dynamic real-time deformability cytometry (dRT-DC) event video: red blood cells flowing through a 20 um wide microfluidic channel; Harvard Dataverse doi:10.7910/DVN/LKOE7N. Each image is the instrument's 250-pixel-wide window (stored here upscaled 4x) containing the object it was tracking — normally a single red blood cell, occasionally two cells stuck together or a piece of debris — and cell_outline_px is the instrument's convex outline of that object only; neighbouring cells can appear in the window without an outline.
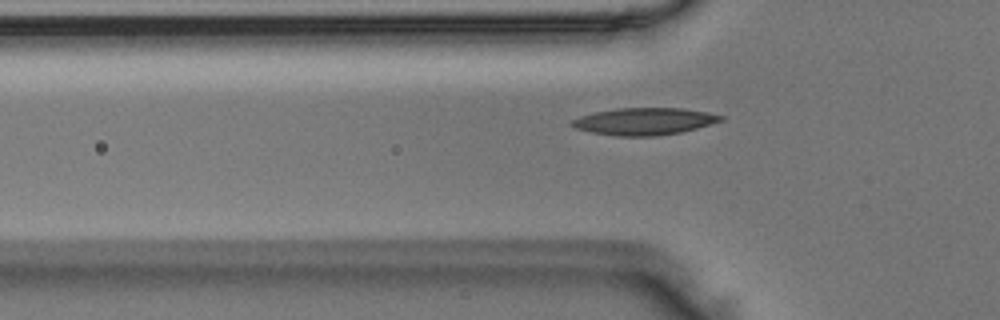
{"species": "Egyptian fruit bat (a non-hibernating species)", "species_latin": "Rousettus aegyptiacus", "temperature_condition": "room temperature", "stored_images_in_passage": 34, "camera_frame_rate_fps": 3000, "um_per_image_px": 0.085, "animal": {"sex": "male"}, "frame": {"image": 1, "passage_image": 5, "time_ms": 1.333, "image_size_px": [1000, 320], "cell_outline_px": [[724, 120], [696, 128], [680, 132], [656, 136], [616, 136], [592, 132], [576, 128], [568, 124], [572, 120], [580, 116], [596, 112], [616, 108], [684, 108], [724, 116]], "centroid_in_image_um": [54.74, 10.31], "position_along_channel_um": 71.1, "area_um2": 23.35}}
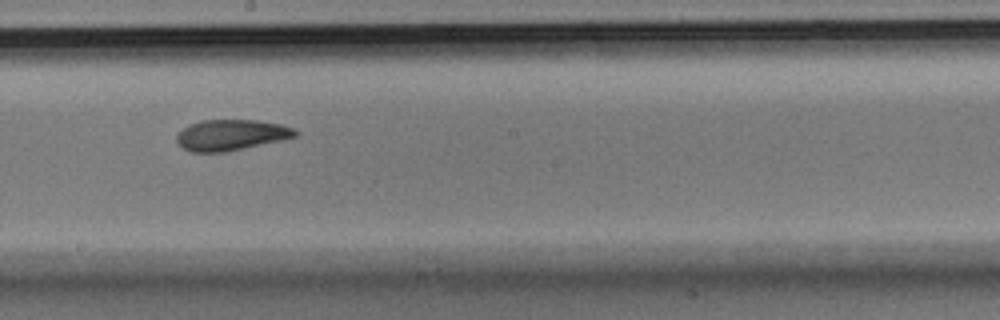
{"frame": {"image": 2, "passage_image": 17, "time_ms": 5.333, "image_size_px": [1000, 320], "cell_outline_px": [[300, 132], [296, 136], [284, 140], [228, 152], [188, 152], [176, 140], [176, 132], [188, 124], [200, 120], [256, 120], [280, 124], [292, 128]], "centroid_in_image_um": [19.63, 11.48], "position_along_channel_um": 228.6, "area_um2": 21.68}}
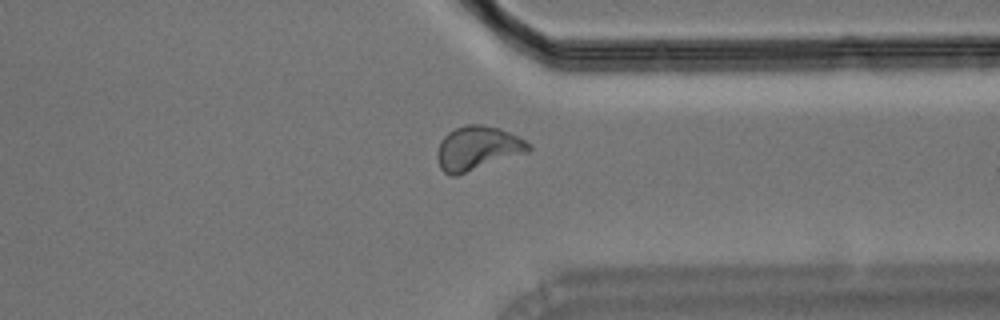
{"frame": {"image": 3, "passage_image": 28, "time_ms": 9.0, "image_size_px": [1000, 320], "cell_outline_px": [[532, 148], [528, 152], [456, 176], [452, 176], [444, 172], [440, 168], [436, 156], [436, 152], [440, 140], [448, 132], [456, 128], [468, 124], [484, 124], [500, 128], [532, 144]], "centroid_in_image_um": [40.57, 12.6], "position_along_channel_um": 370.8, "area_um2": 23.52}}